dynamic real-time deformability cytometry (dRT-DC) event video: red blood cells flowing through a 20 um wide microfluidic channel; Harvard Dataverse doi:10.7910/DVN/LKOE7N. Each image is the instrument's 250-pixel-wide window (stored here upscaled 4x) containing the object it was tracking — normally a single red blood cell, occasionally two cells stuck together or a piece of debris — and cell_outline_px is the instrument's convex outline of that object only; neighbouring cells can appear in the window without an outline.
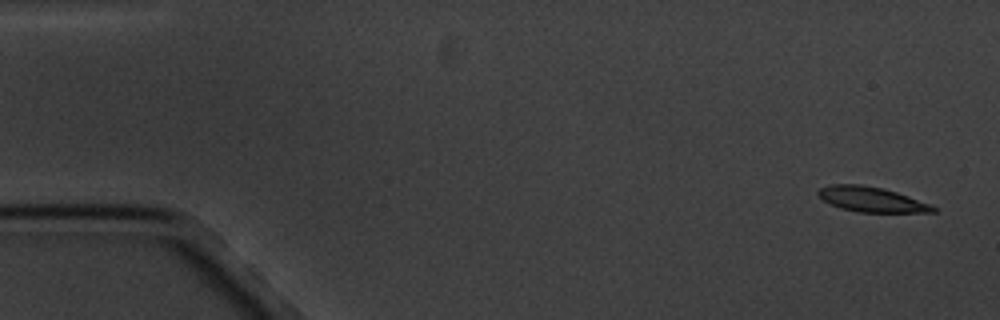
{"species": "common noctule bat (a hibernating species)", "species_latin": "Nyctalus noctula", "temperature_condition": "cold", "stored_images_in_passage": 11, "camera_frame_rate_fps": 3000, "um_per_image_px": 0.085, "animal": {"sex": "male", "body_mass_g": 20.1, "forearm_length_mm": 53.5}, "frame": {"image": 1, "passage_image": 1, "time_ms": 0.0, "image_size_px": [1000, 320], "cell_outline_px": [[936, 212], [856, 212], [840, 208], [824, 200], [816, 192], [820, 188], [832, 184], [860, 184], [880, 188], [896, 192], [932, 204], [936, 208]], "centroid_in_image_um": [74.09, 16.95], "position_along_channel_um": 10.9, "area_um2": 16.59}}
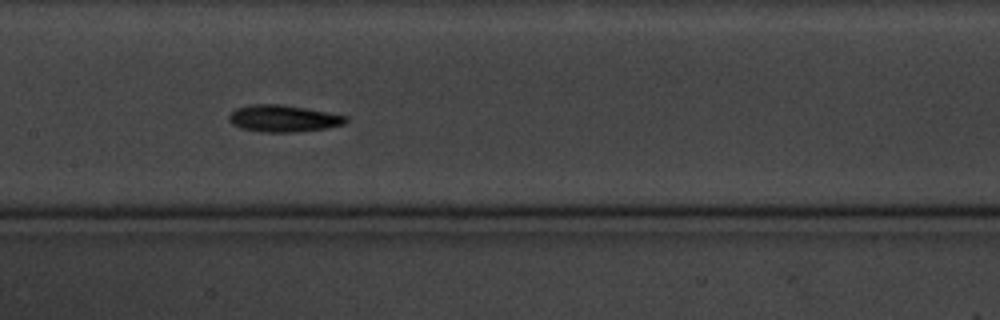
{"frame": {"image": 2, "passage_image": 8, "time_ms": 8.667, "image_size_px": [1000, 320], "cell_outline_px": [[348, 120], [344, 124], [324, 128], [296, 132], [260, 132], [240, 128], [232, 124], [228, 120], [228, 116], [236, 108], [248, 104], [280, 104], [304, 108], [348, 116]], "centroid_in_image_um": [24.03, 10.07], "position_along_channel_um": 183.4, "area_um2": 18.26}}
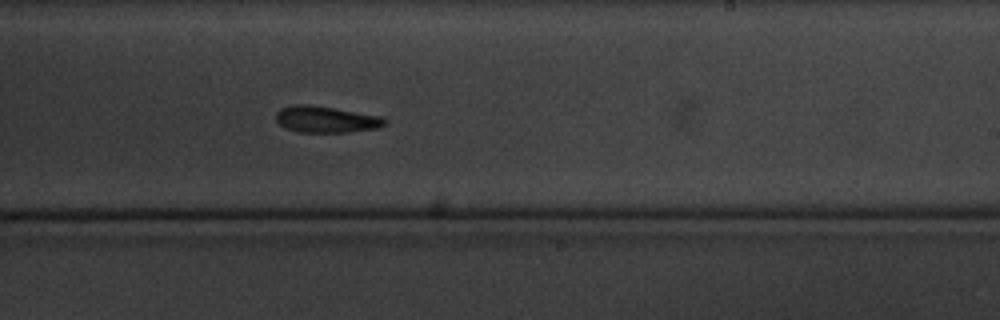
{"frame": {"image": 3, "passage_image": 10, "time_ms": 11.0, "image_size_px": [1000, 320], "cell_outline_px": [[388, 124], [380, 128], [348, 132], [296, 132], [280, 124], [276, 120], [276, 112], [280, 108], [296, 104], [308, 104], [384, 116], [388, 120]], "centroid_in_image_um": [27.78, 10.15], "position_along_channel_um": 261.2, "area_um2": 16.99}}